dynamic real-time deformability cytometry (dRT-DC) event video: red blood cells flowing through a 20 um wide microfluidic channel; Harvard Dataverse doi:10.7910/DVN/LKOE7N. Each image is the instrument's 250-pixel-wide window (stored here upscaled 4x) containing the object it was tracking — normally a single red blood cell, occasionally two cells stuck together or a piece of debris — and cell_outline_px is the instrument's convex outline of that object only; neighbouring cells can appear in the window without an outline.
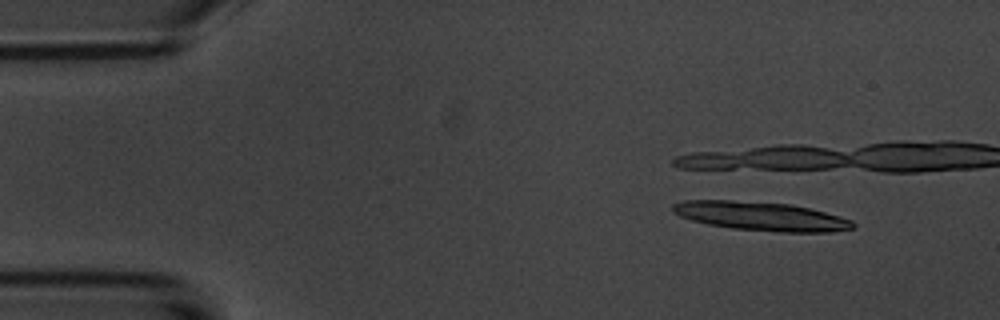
{"species": "common noctule bat (a hibernating species)", "species_latin": "Nyctalus noctula", "temperature_condition": "room temperature", "stored_images_in_passage": 5, "camera_frame_rate_fps": 3000, "um_per_image_px": 0.085, "animal": {"sex": "male", "body_mass_g": 20.1, "forearm_length_mm": 53.5}, "frame": {"image": 1, "passage_image": 2, "time_ms": 1.0, "image_size_px": [1000, 320], "cell_outline_px": [[856, 228], [832, 232], [780, 232], [732, 228], [708, 224], [692, 220], [680, 216], [672, 212], [672, 204], [684, 200], [732, 200], [788, 204], [808, 208], [840, 216], [852, 220], [856, 224]], "centroid_in_image_um": [64.7, 18.38], "position_along_channel_um": 20.3, "area_um2": 30.23}}